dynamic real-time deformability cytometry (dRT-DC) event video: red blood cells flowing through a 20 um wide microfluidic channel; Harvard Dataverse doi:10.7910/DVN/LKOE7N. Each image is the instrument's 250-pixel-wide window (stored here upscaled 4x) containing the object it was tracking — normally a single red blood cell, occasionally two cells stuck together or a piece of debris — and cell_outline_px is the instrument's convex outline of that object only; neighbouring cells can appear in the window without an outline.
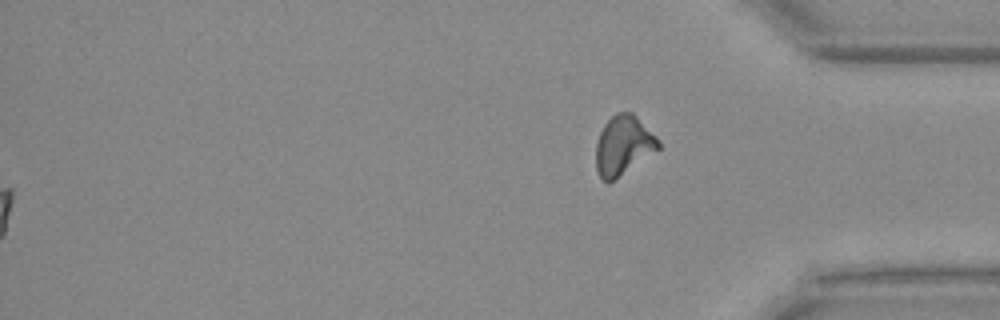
{"species": "Egyptian fruit bat (a non-hibernating species)", "species_latin": "Rousettus aegyptiacus", "temperature_condition": "warm", "stored_images_in_passage": 54, "segment_of_instrument_passage": [2, 2], "camera_frame_rate_fps": 3000, "um_per_image_px": 0.085, "animal": {"sex": "female"}, "frame": {"image": 1, "passage_image": 54, "time_ms": 17.667, "image_size_px": [1000, 320], "cell_outline_px": [[660, 148], [608, 184], [600, 176], [596, 168], [596, 144], [600, 132], [604, 124], [616, 112], [632, 112], [656, 136], [660, 144]], "centroid_in_image_um": [52.97, 12.35], "position_along_channel_um": 382.2, "area_um2": 21.33}}